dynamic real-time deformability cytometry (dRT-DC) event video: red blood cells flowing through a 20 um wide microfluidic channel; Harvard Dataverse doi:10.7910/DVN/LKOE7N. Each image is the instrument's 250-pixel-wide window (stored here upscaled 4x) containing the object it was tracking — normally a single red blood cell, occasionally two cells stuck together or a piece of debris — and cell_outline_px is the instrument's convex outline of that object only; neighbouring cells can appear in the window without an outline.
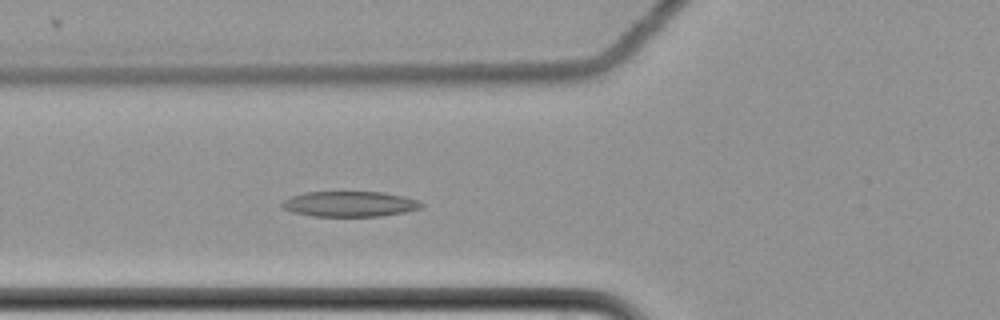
{"species": "common noctule bat (a hibernating species)", "species_latin": "Nyctalus noctula", "temperature_condition": "cold", "stored_images_in_passage": 60, "camera_frame_rate_fps": 3000, "um_per_image_px": 0.085, "animal": {"sex": "female", "body_mass_g": 22.7, "forearm_length_mm": 54.2}, "frame": {"image": 1, "passage_image": 23, "time_ms": 7.333, "image_size_px": [1000, 320], "cell_outline_px": [[424, 204], [420, 208], [404, 212], [380, 216], [312, 216], [292, 212], [284, 208], [280, 204], [284, 200], [292, 196], [304, 192], [384, 192], [404, 196], [416, 200]], "centroid_in_image_um": [29.71, 17.33], "position_along_channel_um": 96.1, "area_um2": 20.52}}
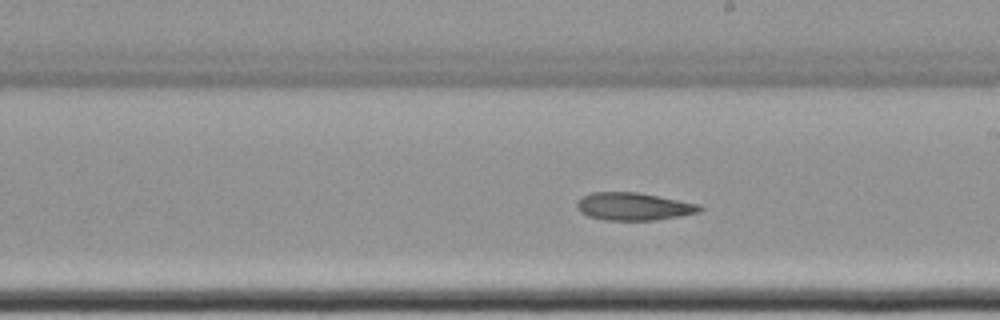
{"frame": {"image": 2, "passage_image": 35, "time_ms": 11.333, "image_size_px": [1000, 320], "cell_outline_px": [[704, 208], [700, 212], [680, 216], [656, 220], [604, 220], [588, 216], [580, 212], [576, 208], [576, 204], [580, 196], [592, 192], [636, 192], [700, 204]], "centroid_in_image_um": [53.83, 17.55], "position_along_channel_um": 235.2, "area_um2": 19.94}}
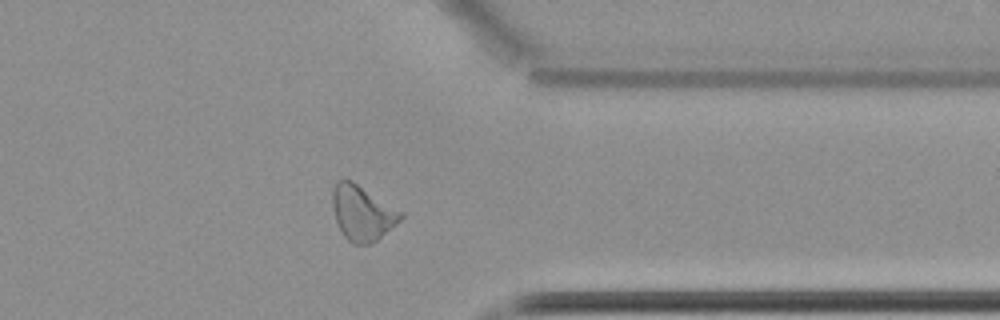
{"frame": {"image": 3, "passage_image": 48, "time_ms": 15.667, "image_size_px": [1000, 320], "cell_outline_px": [[404, 216], [400, 220], [372, 244], [352, 244], [344, 236], [336, 220], [332, 208], [332, 188], [336, 180], [352, 180], [404, 212]], "centroid_in_image_um": [30.79, 18.08], "position_along_channel_um": 380.6, "area_um2": 21.96}, "authors_computed_cell_mechanics": {"area_um2": 22.0507, "velocity_mm_per_s": 3.4834, "shape_relaxation_time_tau1_ms": null, "shape_relaxation_time_tau2_ms": 6.4492, "deformation_change_tau1": null, "deformation_change_tau2": 0.1456}}